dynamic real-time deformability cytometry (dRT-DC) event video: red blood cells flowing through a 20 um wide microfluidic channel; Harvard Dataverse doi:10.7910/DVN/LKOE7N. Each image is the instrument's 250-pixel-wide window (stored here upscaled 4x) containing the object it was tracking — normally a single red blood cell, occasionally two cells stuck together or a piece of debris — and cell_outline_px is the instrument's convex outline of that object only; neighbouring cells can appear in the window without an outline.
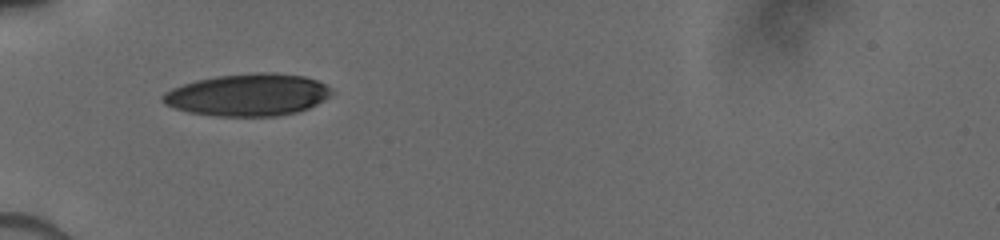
{"species": "human", "species_latin": "Homo sapiens", "temperature_condition": "cold", "stored_images_in_passage": 2, "camera_frame_rate_fps": 3000, "um_per_image_px": 0.085, "donor": {"sex": "male"}, "frame": {"image": 1, "passage_image": 1, "time_ms": 0.0, "image_size_px": [1000, 240], "cell_outline_px": [[332, 92], [324, 100], [308, 108], [296, 112], [276, 116], [216, 116], [188, 112], [164, 104], [160, 100], [160, 96], [164, 92], [172, 88], [196, 80], [216, 76], [256, 72], [276, 72], [304, 76], [316, 80], [324, 84]], "centroid_in_image_um": [21.03, 8.06], "position_along_channel_um": 64.0, "area_um2": 41.5}}